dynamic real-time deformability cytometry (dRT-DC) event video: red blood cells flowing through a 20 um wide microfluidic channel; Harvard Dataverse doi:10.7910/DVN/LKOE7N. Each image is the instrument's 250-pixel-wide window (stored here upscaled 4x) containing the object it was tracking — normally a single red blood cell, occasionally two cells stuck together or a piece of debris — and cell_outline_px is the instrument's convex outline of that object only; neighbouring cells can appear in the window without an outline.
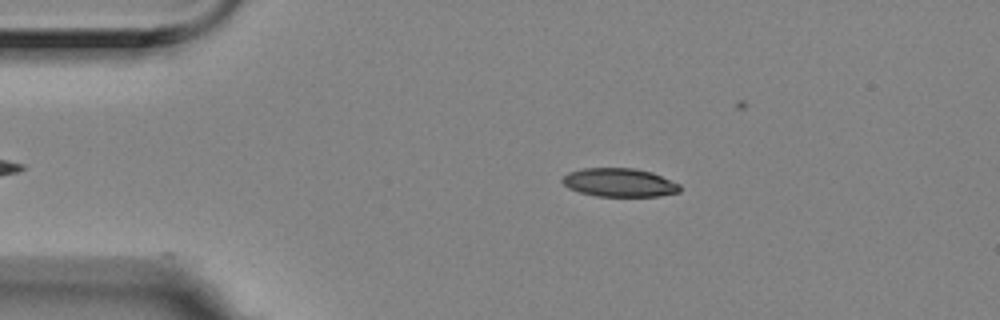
{"species": "Egyptian fruit bat (a non-hibernating species)", "species_latin": "Rousettus aegyptiacus", "temperature_condition": "room temperature", "stored_images_in_passage": 3, "camera_frame_rate_fps": 3000, "um_per_image_px": 0.085, "animal": {"sex": "female"}, "frame": {"image": 1, "passage_image": 2, "time_ms": 0.333, "image_size_px": [1000, 320], "cell_outline_px": [[680, 192], [660, 196], [596, 196], [580, 192], [568, 188], [560, 180], [568, 172], [584, 168], [632, 168], [652, 172], [680, 184]], "centroid_in_image_um": [52.64, 15.52], "position_along_channel_um": 32.4, "area_um2": 19.54}}